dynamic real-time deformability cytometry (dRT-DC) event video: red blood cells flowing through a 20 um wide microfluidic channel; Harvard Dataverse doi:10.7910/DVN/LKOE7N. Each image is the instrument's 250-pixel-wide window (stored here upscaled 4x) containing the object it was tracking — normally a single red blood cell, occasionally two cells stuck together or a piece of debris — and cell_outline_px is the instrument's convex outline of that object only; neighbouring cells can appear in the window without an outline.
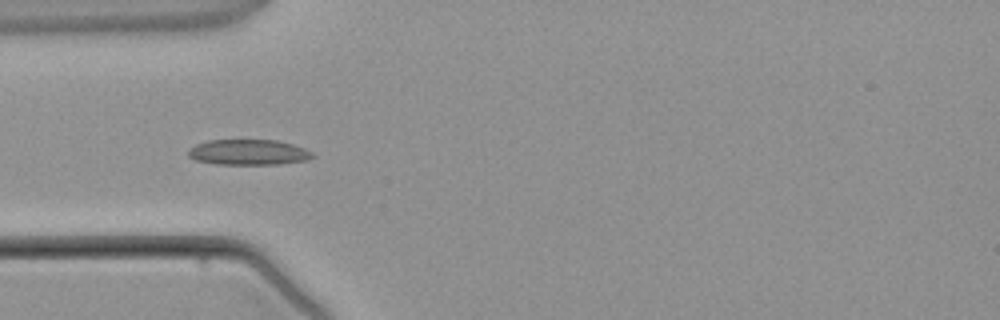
{"species": "common noctule bat (a hibernating species)", "species_latin": "Nyctalus noctula", "temperature_condition": "warm", "stored_images_in_passage": 3, "camera_frame_rate_fps": 3000, "um_per_image_px": 0.085, "animal": {"sex": "male", "body_mass_g": 21.5, "forearm_length_mm": 52.0}, "frame": {"image": 1, "passage_image": 3, "time_ms": 3.333, "image_size_px": [1000, 320], "cell_outline_px": [[316, 156], [304, 160], [280, 164], [216, 164], [196, 160], [188, 156], [188, 148], [196, 144], [208, 140], [276, 140], [292, 144], [304, 148], [312, 152]], "centroid_in_image_um": [21.09, 12.94], "position_along_channel_um": 63.9, "area_um2": 18.44}}